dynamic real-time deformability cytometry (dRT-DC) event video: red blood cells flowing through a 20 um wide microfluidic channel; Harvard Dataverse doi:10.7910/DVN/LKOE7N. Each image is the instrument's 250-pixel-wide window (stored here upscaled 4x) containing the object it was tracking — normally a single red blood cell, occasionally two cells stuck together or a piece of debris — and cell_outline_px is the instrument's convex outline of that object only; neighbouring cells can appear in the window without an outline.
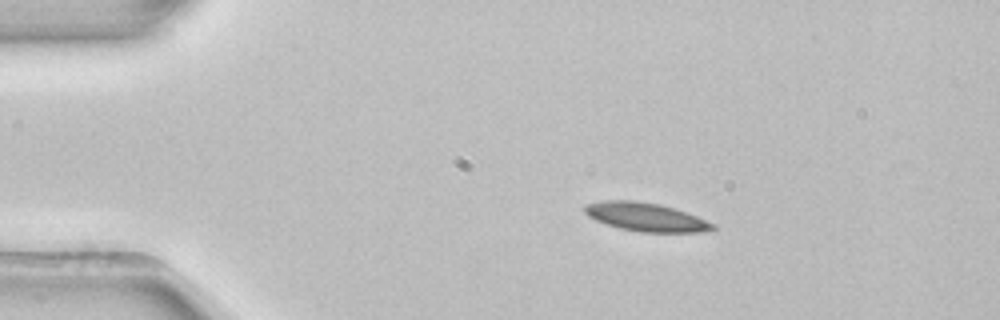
{"species": "common noctule bat (a hibernating species)", "species_latin": "Nyctalus noctula", "temperature_condition": "room temperature", "stored_images_in_passage": 44, "camera_frame_rate_fps": 3000, "um_per_image_px": 0.085, "animal": {"sex": "female", "body_mass_g": 22.7, "forearm_length_mm": 54.2}, "frame": {"image": 1, "passage_image": 1, "time_ms": 0.0, "image_size_px": [1000, 320], "cell_outline_px": [[716, 228], [704, 232], [640, 232], [620, 228], [596, 220], [588, 216], [584, 212], [584, 204], [600, 200], [632, 200], [660, 204], [696, 216], [716, 224]], "centroid_in_image_um": [54.87, 18.44], "position_along_channel_um": 30.1, "area_um2": 21.21}}
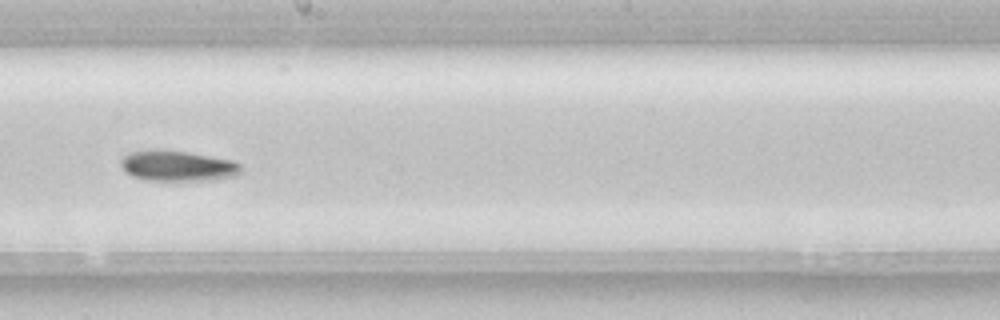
{"frame": {"image": 2, "passage_image": 21, "time_ms": 6.667, "image_size_px": [1000, 320], "cell_outline_px": [[240, 172], [236, 176], [216, 180], [144, 180], [132, 176], [120, 164], [120, 160], [124, 156], [132, 152], [188, 152], [232, 160], [240, 164]], "centroid_in_image_um": [15.17, 14.14], "position_along_channel_um": 233.0, "area_um2": 20.63}}
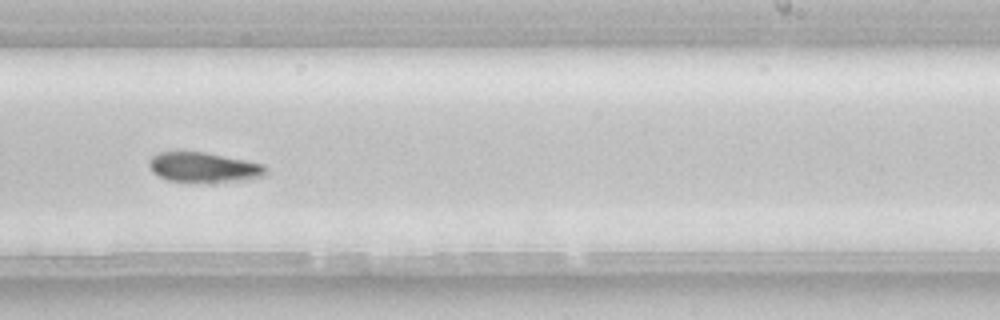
{"frame": {"image": 3, "passage_image": 24, "time_ms": 7.667, "image_size_px": [1000, 320], "cell_outline_px": [[264, 176], [236, 180], [168, 180], [152, 172], [148, 164], [148, 160], [152, 156], [160, 152], [204, 152], [264, 164]], "centroid_in_image_um": [17.24, 14.18], "position_along_channel_um": 271.8, "area_um2": 19.36}, "authors_computed_cell_mechanics": {"area_um2": 20.3456, "velocity_mm_per_s": 3.8993, "shape_relaxation_time_tau1_ms": 5.1252, "shape_relaxation_time_tau2_ms": null, "deformation_change_tau1": 0.1383, "deformation_change_tau2": null}}